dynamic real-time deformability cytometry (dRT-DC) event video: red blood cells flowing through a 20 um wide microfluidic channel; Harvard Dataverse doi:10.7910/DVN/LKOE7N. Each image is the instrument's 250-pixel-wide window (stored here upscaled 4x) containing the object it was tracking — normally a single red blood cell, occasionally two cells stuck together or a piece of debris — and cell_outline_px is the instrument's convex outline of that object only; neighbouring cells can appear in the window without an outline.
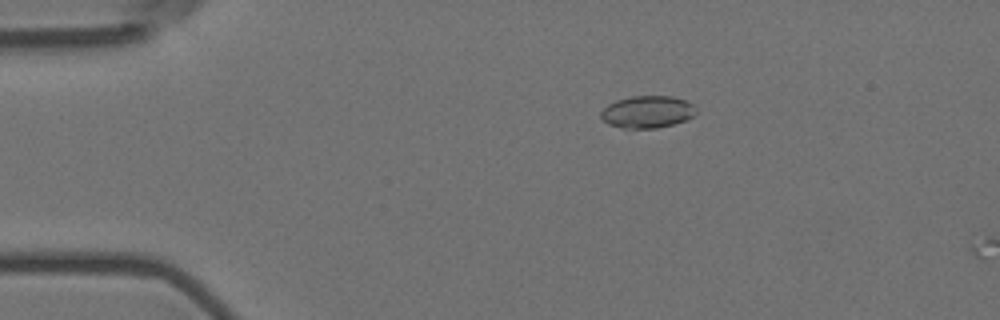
{"species": "Egyptian fruit bat (a non-hibernating species)", "species_latin": "Rousettus aegyptiacus", "temperature_condition": "room temperature", "stored_images_in_passage": 6, "camera_frame_rate_fps": 3000, "um_per_image_px": 0.085, "animal": {"sex": "female"}, "frame": {"image": 1, "passage_image": 4, "time_ms": 1.0, "image_size_px": [1000, 320], "cell_outline_px": [[696, 112], [688, 120], [656, 128], [624, 128], [608, 124], [600, 116], [600, 112], [608, 104], [616, 100], [632, 96], [672, 96], [684, 100], [692, 104], [696, 108]], "centroid_in_image_um": [55.02, 9.51], "position_along_channel_um": 30.0, "area_um2": 17.8}}